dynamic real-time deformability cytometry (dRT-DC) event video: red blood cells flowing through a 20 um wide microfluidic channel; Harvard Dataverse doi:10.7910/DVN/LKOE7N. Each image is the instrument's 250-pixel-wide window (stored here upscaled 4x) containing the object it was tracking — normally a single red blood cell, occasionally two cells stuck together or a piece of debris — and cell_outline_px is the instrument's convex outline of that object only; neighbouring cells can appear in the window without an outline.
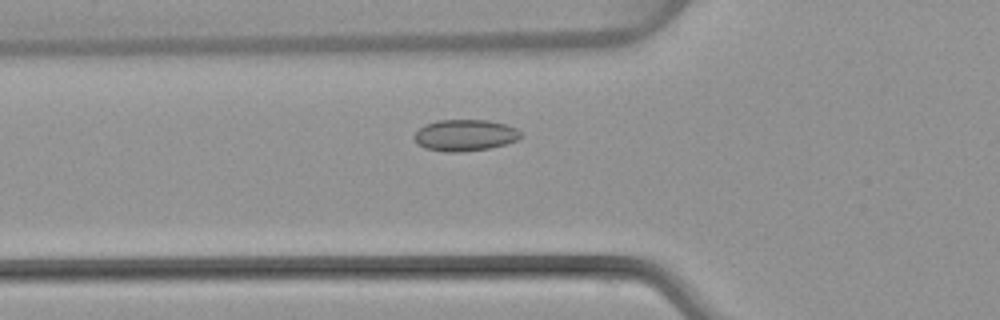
{"species": "common noctule bat (a hibernating species)", "species_latin": "Nyctalus noctula", "temperature_condition": "warm", "stored_images_in_passage": 47, "camera_frame_rate_fps": 3000, "um_per_image_px": 0.085, "animal": {"sex": "female", "body_mass_g": 22.7, "forearm_length_mm": 54.2}, "frame": {"image": 1, "passage_image": 14, "time_ms": 4.333, "image_size_px": [1000, 320], "cell_outline_px": [[524, 136], [516, 140], [504, 144], [488, 148], [460, 152], [444, 152], [424, 148], [416, 144], [412, 136], [424, 124], [436, 120], [488, 120], [504, 124], [516, 128]], "centroid_in_image_um": [39.47, 11.49], "position_along_channel_um": 86.3, "area_um2": 19.65}}
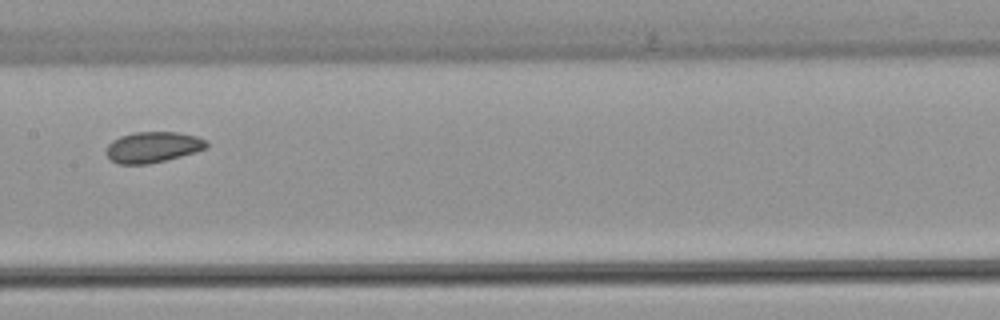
{"frame": {"image": 2, "passage_image": 22, "time_ms": 7.0, "image_size_px": [1000, 320], "cell_outline_px": [[208, 148], [196, 152], [148, 164], [116, 164], [104, 152], [108, 144], [112, 140], [120, 136], [136, 132], [176, 132], [196, 136], [204, 140], [208, 144]], "centroid_in_image_um": [12.96, 12.51], "position_along_channel_um": 194.4, "area_um2": 17.98}}
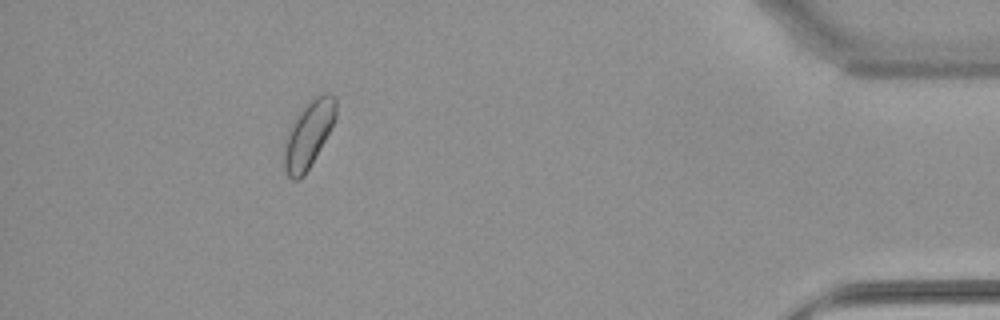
{"frame": {"image": 3, "passage_image": 42, "time_ms": 13.667, "image_size_px": [1000, 320], "cell_outline_px": [[336, 120], [304, 176], [296, 180], [292, 180], [288, 176], [284, 168], [284, 148], [288, 132], [292, 120], [316, 96], [324, 92], [328, 92], [336, 96]], "centroid_in_image_um": [26.24, 11.41], "position_along_channel_um": 409.0, "area_um2": 19.88}}